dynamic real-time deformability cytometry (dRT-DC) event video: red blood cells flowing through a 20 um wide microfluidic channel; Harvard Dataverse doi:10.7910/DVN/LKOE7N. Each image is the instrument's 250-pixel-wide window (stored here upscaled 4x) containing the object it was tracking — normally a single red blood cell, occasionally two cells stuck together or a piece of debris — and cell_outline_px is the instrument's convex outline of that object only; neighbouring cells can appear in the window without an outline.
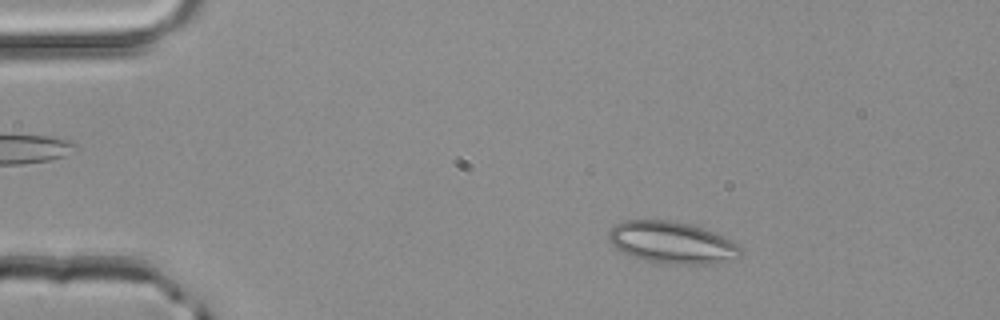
{"species": "common noctule bat (a hibernating species)", "species_latin": "Nyctalus noctula", "temperature_condition": "room temperature", "stored_images_in_passage": 49, "camera_frame_rate_fps": 3000, "um_per_image_px": 0.085, "animal": {"sex": "male", "body_mass_g": 20.4}, "frame": {"image": 1, "passage_image": 8, "time_ms": 2.333, "image_size_px": [1000, 320], "cell_outline_px": [[744, 252], [740, 256], [708, 264], [656, 264], [620, 252], [608, 240], [608, 232], [616, 224], [624, 220], [672, 220], [692, 224], [704, 228], [736, 244]], "centroid_in_image_um": [57.05, 20.62], "position_along_channel_um": 28.0, "area_um2": 32.19}}
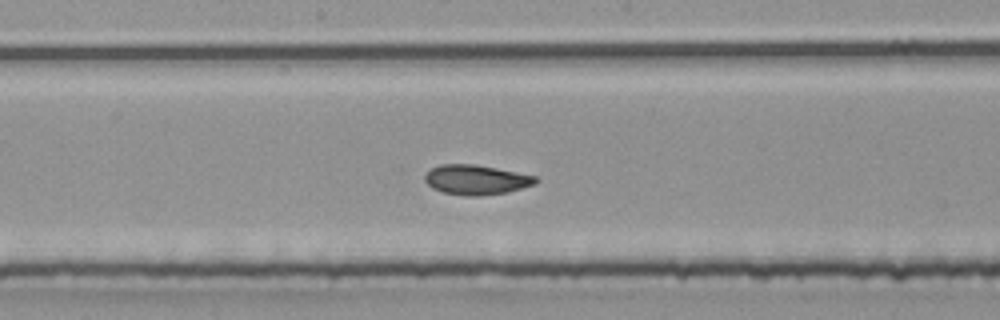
{"frame": {"image": 2, "passage_image": 26, "time_ms": 8.333, "image_size_px": [1000, 320], "cell_outline_px": [[540, 180], [536, 184], [508, 192], [476, 196], [464, 196], [444, 192], [432, 188], [424, 180], [424, 176], [432, 168], [440, 164], [472, 164], [496, 168], [536, 176]], "centroid_in_image_um": [40.49, 15.28], "position_along_channel_um": 207.7, "area_um2": 19.19}}
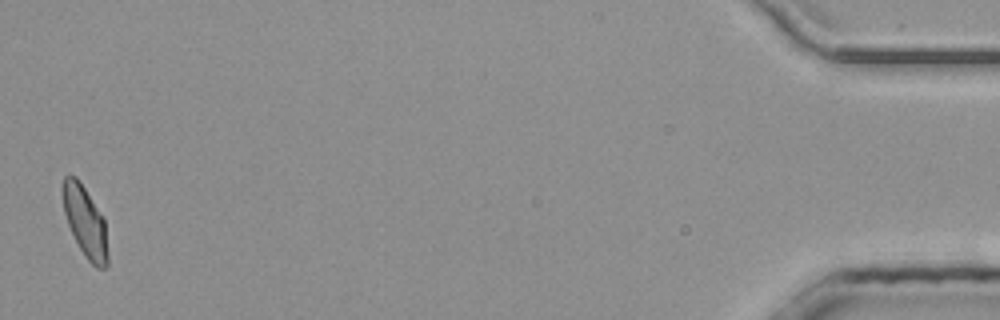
{"frame": {"image": 3, "passage_image": 49, "time_ms": 16.0, "image_size_px": [1000, 320], "cell_outline_px": [[108, 268], [96, 268], [88, 260], [80, 248], [68, 224], [64, 212], [60, 192], [60, 188], [64, 176], [68, 172], [76, 176], [84, 188], [104, 220], [108, 252]], "centroid_in_image_um": [7.2, 18.81], "position_along_channel_um": 428.0, "area_um2": 18.61}, "authors_computed_cell_mechanics": {"area_um2": 19.3052, "velocity_mm_per_s": 4.1617, "shape_relaxation_time_tau1_ms": 3.9332, "shape_relaxation_time_tau2_ms": 0.9952, "deformation_change_tau1": 0.1313, "deformation_change_tau2": 0.0529}}